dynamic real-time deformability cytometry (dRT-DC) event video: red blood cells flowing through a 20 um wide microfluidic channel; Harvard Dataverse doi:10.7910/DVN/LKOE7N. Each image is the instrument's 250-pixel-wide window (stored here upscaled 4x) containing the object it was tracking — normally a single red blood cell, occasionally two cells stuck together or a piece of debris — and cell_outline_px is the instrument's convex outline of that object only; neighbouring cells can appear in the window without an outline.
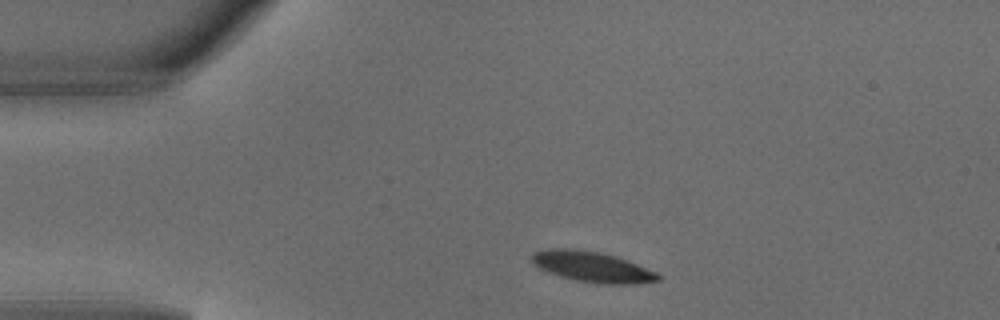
{"species": "common noctule bat (a hibernating species)", "species_latin": "Nyctalus noctula", "temperature_condition": "warm", "stored_images_in_passage": 2, "camera_frame_rate_fps": 3000, "um_per_image_px": 0.085, "animal": {"sex": "male", "body_mass_g": 18.8}, "frame": {"image": 1, "passage_image": 1, "time_ms": 0.0, "image_size_px": [1000, 320], "cell_outline_px": [[660, 280], [636, 284], [596, 284], [576, 280], [560, 276], [548, 272], [532, 264], [532, 252], [548, 248], [572, 248], [600, 252], [616, 256], [656, 272], [660, 276]], "centroid_in_image_um": [50.3, 22.68], "position_along_channel_um": 34.7, "area_um2": 22.54}}